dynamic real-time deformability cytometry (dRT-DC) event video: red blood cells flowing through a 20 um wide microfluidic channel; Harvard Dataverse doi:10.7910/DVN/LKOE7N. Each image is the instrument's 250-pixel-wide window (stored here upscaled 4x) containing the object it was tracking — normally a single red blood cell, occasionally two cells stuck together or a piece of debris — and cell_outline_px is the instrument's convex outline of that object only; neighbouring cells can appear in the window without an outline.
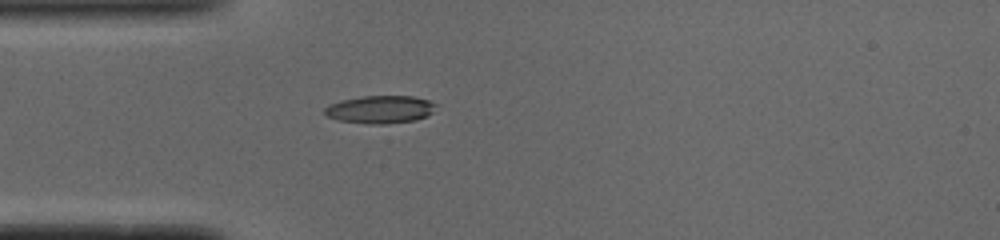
{"species": "common noctule bat (a hibernating species)", "species_latin": "Nyctalus noctula", "temperature_condition": "cold", "stored_images_in_passage": 38, "camera_frame_rate_fps": 3000, "um_per_image_px": 0.085, "animal": {"sex": "male", "body_mass_g": 19.0, "forearm_length_mm": 50.8}, "frame": {"image": 1, "passage_image": 1, "time_ms": 0.0, "image_size_px": [1000, 240], "cell_outline_px": [[436, 104], [432, 112], [428, 116], [416, 120], [384, 124], [368, 124], [340, 120], [324, 116], [324, 108], [328, 104], [340, 100], [360, 96], [412, 96], [428, 100]], "centroid_in_image_um": [32.27, 9.3], "position_along_channel_um": 52.7, "area_um2": 18.15}}
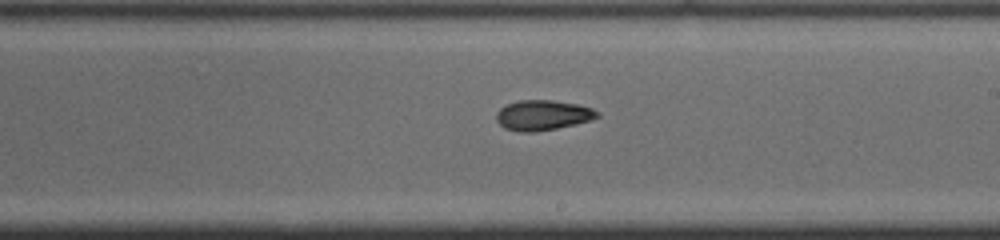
{"frame": {"image": 2, "passage_image": 16, "time_ms": 5.0, "image_size_px": [1000, 240], "cell_outline_px": [[600, 116], [576, 124], [536, 132], [520, 132], [504, 128], [496, 120], [496, 112], [500, 108], [508, 104], [520, 100], [552, 100], [576, 104], [592, 108], [600, 112]], "centroid_in_image_um": [46.12, 9.79], "position_along_channel_um": 242.9, "area_um2": 17.69}}
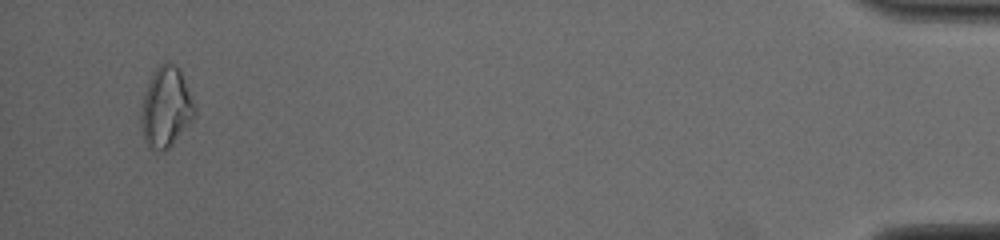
{"frame": {"image": 3, "passage_image": 36, "time_ms": 11.667, "image_size_px": [1000, 240], "cell_outline_px": [[196, 116], [172, 144], [164, 152], [148, 148], [144, 140], [140, 120], [140, 112], [144, 96], [152, 72], [164, 60], [168, 60], [176, 64], [180, 68], [196, 108]], "centroid_in_image_um": [14.11, 9.1], "position_along_channel_um": 421.1, "area_um2": 25.37}, "authors_computed_cell_mechanics": {"area_um2": 18.0625, "velocity_mm_per_s": 3.9141, "shape_relaxation_time_tau1_ms": null, "shape_relaxation_time_tau2_ms": 5.0894, "deformation_change_tau1": null, "deformation_change_tau2": 0.111}}